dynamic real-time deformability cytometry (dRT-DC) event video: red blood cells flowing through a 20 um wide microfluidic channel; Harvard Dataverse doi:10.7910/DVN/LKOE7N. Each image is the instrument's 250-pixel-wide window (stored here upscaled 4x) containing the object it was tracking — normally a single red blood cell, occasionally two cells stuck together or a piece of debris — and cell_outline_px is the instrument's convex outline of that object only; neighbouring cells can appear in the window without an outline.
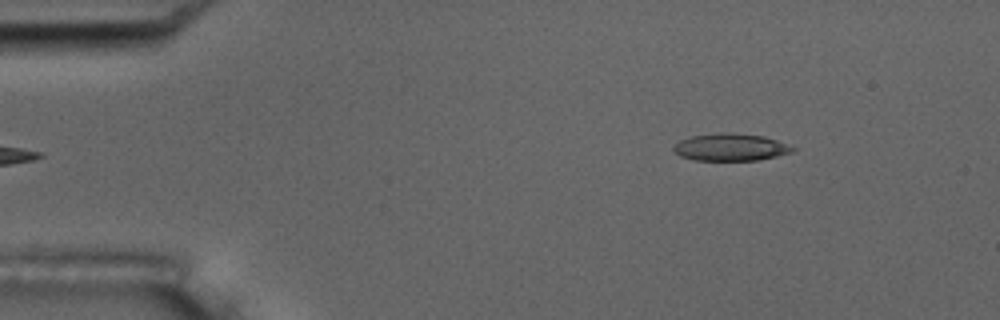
{"species": "common noctule bat (a hibernating species)", "species_latin": "Nyctalus noctula", "temperature_condition": "room temperature", "stored_images_in_passage": 4, "camera_frame_rate_fps": 3000, "um_per_image_px": 0.085, "animal": {"sex": "male", "body_mass_g": 17.5, "forearm_length_mm": 52.3}, "frame": {"image": 1, "passage_image": 1, "time_ms": 0.0, "image_size_px": [1000, 320], "cell_outline_px": [[796, 148], [792, 152], [760, 160], [692, 160], [680, 156], [672, 148], [680, 140], [692, 136], [720, 132], [732, 132], [764, 136], [776, 140]], "centroid_in_image_um": [62.09, 12.51], "position_along_channel_um": 22.9, "area_um2": 18.9}}
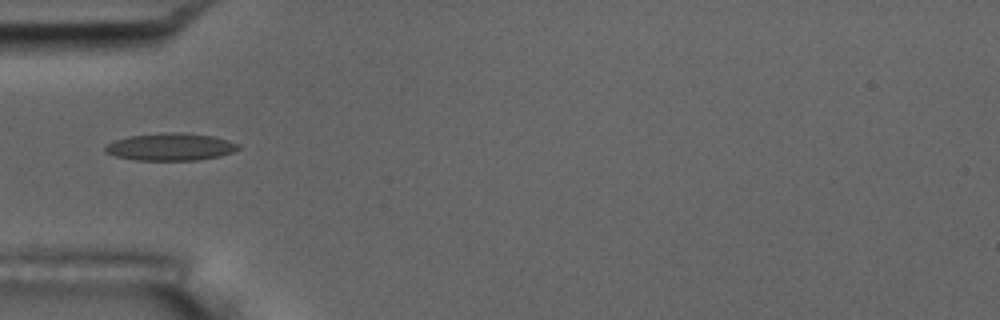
{"frame": {"image": 2, "passage_image": 4, "time_ms": 3.333, "image_size_px": [1000, 320], "cell_outline_px": [[240, 148], [232, 152], [220, 156], [196, 160], [136, 160], [116, 156], [104, 152], [104, 148], [108, 144], [116, 140], [128, 136], [164, 132], [180, 132], [212, 136], [228, 140], [240, 144]], "centroid_in_image_um": [14.5, 12.48], "position_along_channel_um": 70.5, "area_um2": 21.21}}